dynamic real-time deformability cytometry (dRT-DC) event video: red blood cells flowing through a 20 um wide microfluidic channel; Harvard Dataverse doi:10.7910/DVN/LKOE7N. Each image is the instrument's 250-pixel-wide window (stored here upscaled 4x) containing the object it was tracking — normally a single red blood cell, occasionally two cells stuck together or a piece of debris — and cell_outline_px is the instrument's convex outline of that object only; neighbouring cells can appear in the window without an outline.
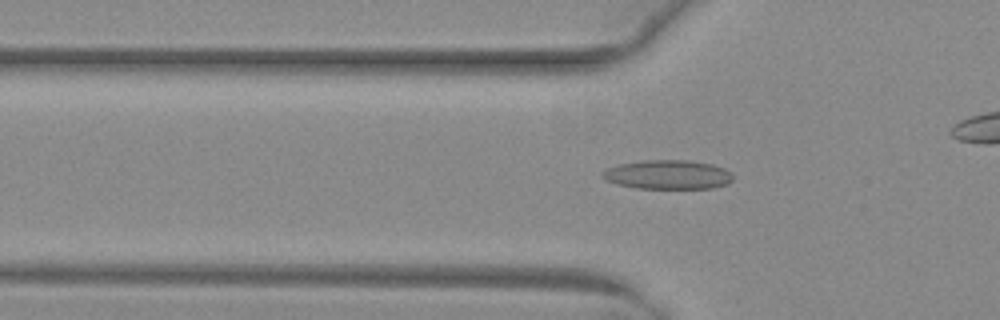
{"species": "common noctule bat (a hibernating species)", "species_latin": "Nyctalus noctula", "temperature_condition": "warm", "stored_images_in_passage": 41, "camera_frame_rate_fps": 3000, "um_per_image_px": 0.085, "animal": {"sex": "female", "body_mass_g": 29.2, "forearm_length_mm": 56.3}, "frame": {"image": 1, "passage_image": 16, "time_ms": 5.0, "image_size_px": [1000, 320], "cell_outline_px": [[732, 180], [728, 184], [712, 188], [636, 188], [616, 184], [604, 180], [600, 176], [600, 172], [608, 168], [620, 164], [644, 160], [688, 160], [712, 164], [724, 168], [732, 172]], "centroid_in_image_um": [56.75, 14.84], "position_along_channel_um": 69.1, "area_um2": 22.31}}
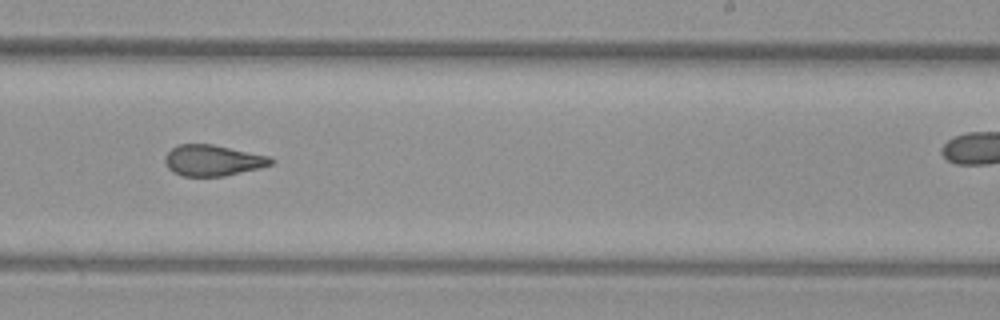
{"frame": {"image": 2, "passage_image": 31, "time_ms": 10.0, "image_size_px": [1000, 320], "cell_outline_px": [[276, 160], [272, 164], [260, 168], [224, 176], [184, 176], [172, 172], [168, 168], [164, 160], [164, 156], [172, 148], [180, 144], [212, 144], [272, 156]], "centroid_in_image_um": [18.12, 13.63], "position_along_channel_um": 270.9, "area_um2": 19.31}}
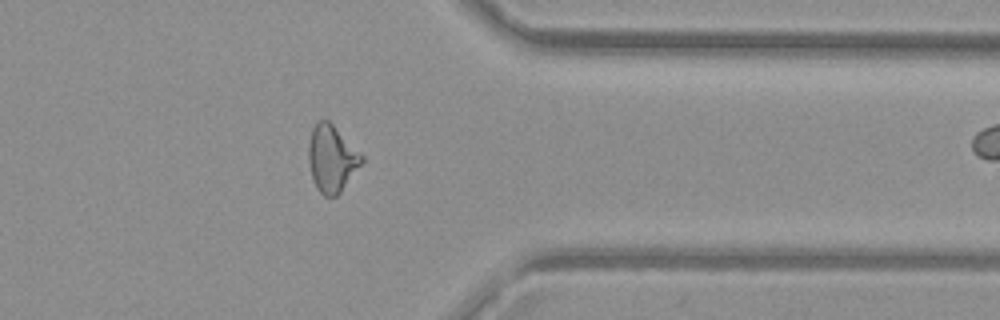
{"frame": {"image": 3, "passage_image": 40, "time_ms": 13.0, "image_size_px": [1000, 320], "cell_outline_px": [[364, 160], [340, 192], [336, 196], [324, 196], [316, 188], [312, 176], [308, 160], [308, 144], [312, 128], [316, 120], [328, 120], [364, 156]], "centroid_in_image_um": [28.18, 13.46], "position_along_channel_um": 383.2, "area_um2": 20.52}}